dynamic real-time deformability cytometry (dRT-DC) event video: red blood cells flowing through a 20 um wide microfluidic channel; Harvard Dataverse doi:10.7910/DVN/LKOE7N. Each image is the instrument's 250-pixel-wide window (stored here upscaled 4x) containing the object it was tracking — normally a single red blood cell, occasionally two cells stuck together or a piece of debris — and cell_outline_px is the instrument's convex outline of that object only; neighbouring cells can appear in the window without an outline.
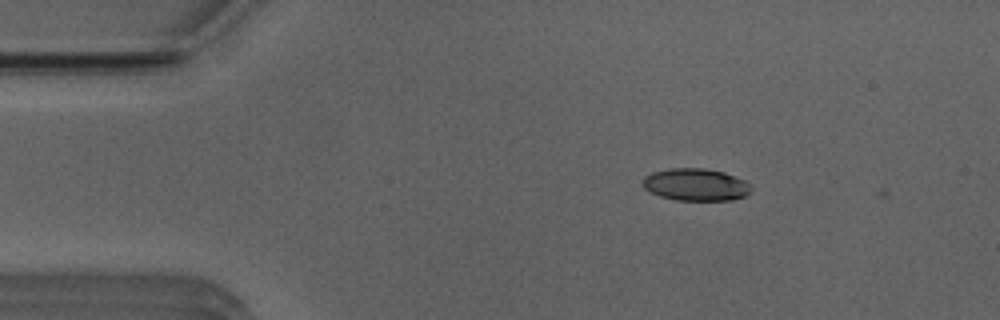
{"species": "Egyptian fruit bat (a non-hibernating species)", "species_latin": "Rousettus aegyptiacus", "temperature_condition": "room temperature", "stored_images_in_passage": 45, "camera_frame_rate_fps": 3000, "um_per_image_px": 0.085, "animal": {"sex": "male"}, "frame": {"image": 1, "passage_image": 2, "time_ms": 0.333, "image_size_px": [1000, 320], "cell_outline_px": [[752, 192], [744, 196], [732, 200], [676, 200], [660, 196], [644, 188], [640, 184], [640, 180], [644, 176], [652, 172], [668, 168], [704, 168], [724, 172], [744, 180], [752, 188]], "centroid_in_image_um": [59.1, 15.69], "position_along_channel_um": 25.9, "area_um2": 20.58}}
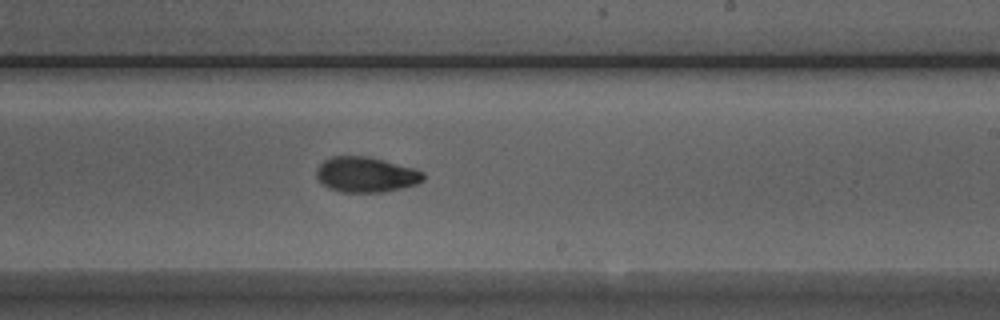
{"frame": {"image": 2, "passage_image": 24, "time_ms": 7.667, "image_size_px": [1000, 320], "cell_outline_px": [[424, 180], [416, 184], [404, 188], [384, 192], [340, 192], [328, 188], [320, 184], [316, 176], [316, 168], [324, 160], [332, 156], [368, 156], [416, 168], [424, 172]], "centroid_in_image_um": [31.1, 14.84], "position_along_channel_um": 257.9, "area_um2": 22.37}}
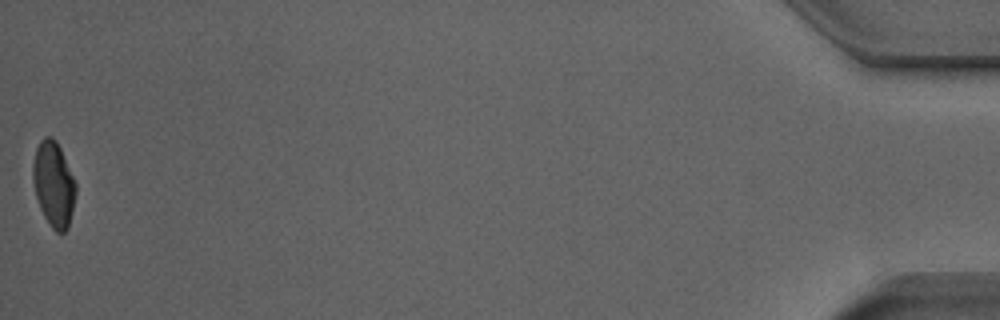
{"frame": {"image": 3, "passage_image": 45, "time_ms": 14.667, "image_size_px": [1000, 320], "cell_outline_px": [[76, 192], [68, 228], [64, 232], [56, 232], [52, 228], [44, 216], [40, 208], [36, 196], [32, 180], [32, 164], [36, 148], [40, 140], [44, 136], [52, 136], [56, 140], [60, 148], [76, 184]], "centroid_in_image_um": [4.54, 15.63], "position_along_channel_um": 430.7, "area_um2": 21.21}, "authors_computed_cell_mechanics": {"area_um2": 21.6172, "velocity_mm_per_s": 3.9853, "shape_relaxation_time_tau1_ms": 4.0574, "shape_relaxation_time_tau2_ms": 3.3549, "deformation_change_tau1": 0.1584, "deformation_change_tau2": 0.0701}}